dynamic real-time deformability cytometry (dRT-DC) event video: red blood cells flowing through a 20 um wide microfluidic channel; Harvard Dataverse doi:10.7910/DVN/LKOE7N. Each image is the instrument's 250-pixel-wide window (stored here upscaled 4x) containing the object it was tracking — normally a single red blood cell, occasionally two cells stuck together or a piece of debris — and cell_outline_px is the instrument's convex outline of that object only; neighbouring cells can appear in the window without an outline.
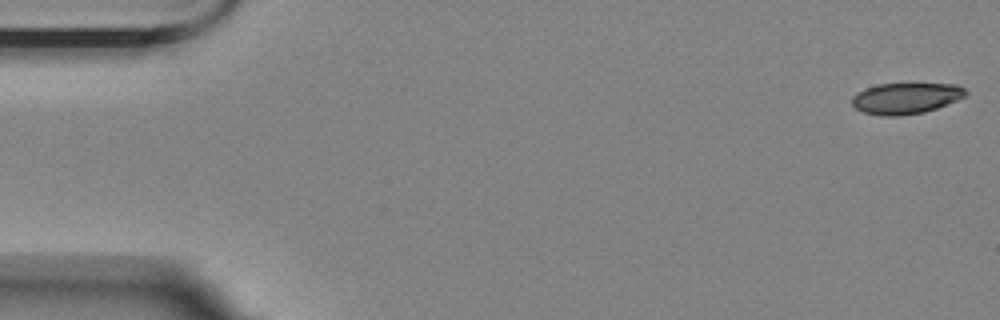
{"species": "Egyptian fruit bat (a non-hibernating species)", "species_latin": "Rousettus aegyptiacus", "temperature_condition": "room temperature", "stored_images_in_passage": 11, "camera_frame_rate_fps": 3000, "um_per_image_px": 0.085, "animal": {"sex": "female"}, "frame": {"image": 1, "passage_image": 1, "time_ms": 0.0, "image_size_px": [1000, 320], "cell_outline_px": [[968, 92], [964, 96], [956, 100], [936, 108], [924, 112], [900, 116], [880, 116], [864, 112], [856, 108], [852, 104], [852, 96], [868, 88], [880, 84], [912, 80], [956, 84], [964, 88]], "centroid_in_image_um": [77.04, 8.29], "position_along_channel_um": 8.0, "area_um2": 21.39}}